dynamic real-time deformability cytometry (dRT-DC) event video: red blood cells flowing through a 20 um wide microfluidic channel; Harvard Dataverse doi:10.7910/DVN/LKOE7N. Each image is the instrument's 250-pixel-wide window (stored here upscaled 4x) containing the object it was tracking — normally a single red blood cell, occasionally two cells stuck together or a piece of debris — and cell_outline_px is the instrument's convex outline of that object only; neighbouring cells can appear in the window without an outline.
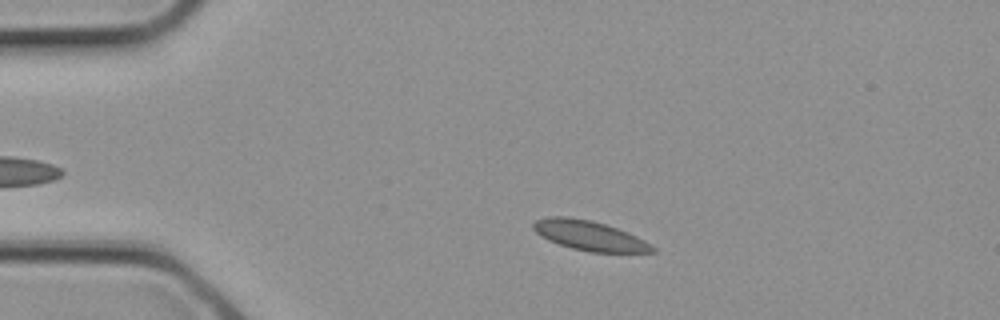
{"species": "common noctule bat (a hibernating species)", "species_latin": "Nyctalus noctula", "temperature_condition": "cold", "stored_images_in_passage": 3, "camera_frame_rate_fps": 3000, "um_per_image_px": 0.085, "animal": {"sex": "female", "body_mass_g": 21.9}, "frame": {"image": 1, "passage_image": 3, "time_ms": 0.667, "image_size_px": [1000, 320], "cell_outline_px": [[656, 252], [588, 252], [572, 248], [548, 240], [540, 236], [532, 228], [532, 224], [536, 220], [548, 216], [564, 216], [592, 220], [628, 232], [644, 240], [656, 248]], "centroid_in_image_um": [50.08, 20.02], "position_along_channel_um": 34.9, "area_um2": 20.58}}